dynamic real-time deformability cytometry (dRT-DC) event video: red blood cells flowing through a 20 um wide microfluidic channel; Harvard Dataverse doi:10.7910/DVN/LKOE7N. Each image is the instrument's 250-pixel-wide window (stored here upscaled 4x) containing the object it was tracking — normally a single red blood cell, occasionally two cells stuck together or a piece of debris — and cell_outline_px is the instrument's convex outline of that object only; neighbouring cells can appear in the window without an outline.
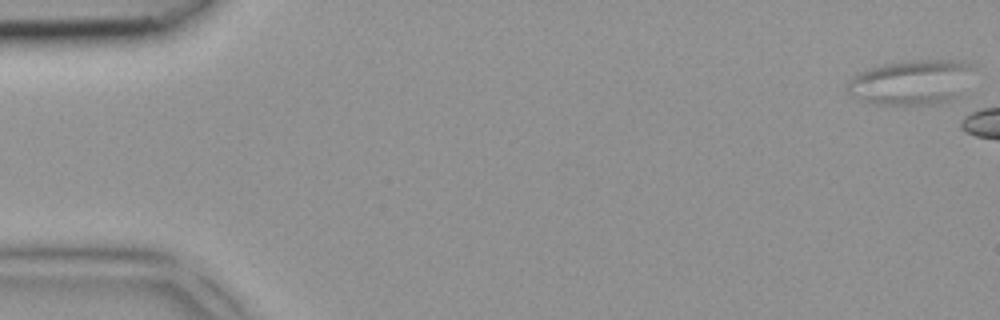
{"species": "common noctule bat (a hibernating species)", "species_latin": "Nyctalus noctula", "temperature_condition": "room temperature", "stored_images_in_passage": 6, "camera_frame_rate_fps": 3000, "um_per_image_px": 0.085, "animal": {"sex": "female", "body_mass_g": 18.4}, "frame": {"image": 1, "passage_image": 1, "time_ms": 0.0, "image_size_px": [1000, 320], "cell_outline_px": [[972, 64], [964, 96], [948, 100], [928, 104], [904, 108], [876, 104], [860, 100], [852, 96], [844, 88], [848, 80], [856, 72], [868, 68], [884, 64], [904, 60], [956, 60]], "centroid_in_image_um": [77.4, 7.03], "position_along_channel_um": 7.6, "area_um2": 34.1}}